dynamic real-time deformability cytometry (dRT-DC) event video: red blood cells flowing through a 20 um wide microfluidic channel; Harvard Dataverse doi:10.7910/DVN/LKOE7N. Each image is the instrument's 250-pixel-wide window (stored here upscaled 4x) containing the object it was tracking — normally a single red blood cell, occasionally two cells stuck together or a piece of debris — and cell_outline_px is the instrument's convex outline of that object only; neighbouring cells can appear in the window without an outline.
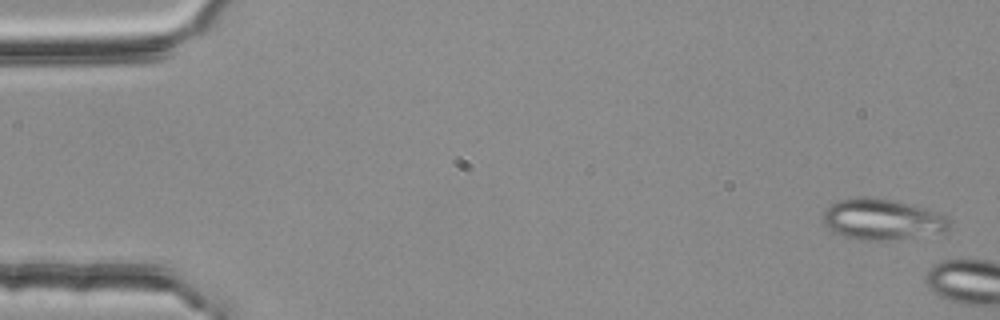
{"species": "common noctule bat (a hibernating species)", "species_latin": "Nyctalus noctula", "temperature_condition": "room temperature", "stored_images_in_passage": 6, "camera_frame_rate_fps": 3000, "um_per_image_px": 0.085, "animal": {"sex": "female", "body_mass_g": 25.1}, "frame": {"image": 1, "passage_image": 2, "time_ms": 0.333, "image_size_px": [1000, 320], "cell_outline_px": [[952, 224], [944, 232], [888, 240], [860, 240], [832, 232], [824, 224], [824, 212], [832, 204], [840, 200], [860, 196], [868, 196], [896, 200], [924, 208], [948, 216]], "centroid_in_image_um": [75.0, 18.63], "position_along_channel_um": 10.0, "area_um2": 30.06}}